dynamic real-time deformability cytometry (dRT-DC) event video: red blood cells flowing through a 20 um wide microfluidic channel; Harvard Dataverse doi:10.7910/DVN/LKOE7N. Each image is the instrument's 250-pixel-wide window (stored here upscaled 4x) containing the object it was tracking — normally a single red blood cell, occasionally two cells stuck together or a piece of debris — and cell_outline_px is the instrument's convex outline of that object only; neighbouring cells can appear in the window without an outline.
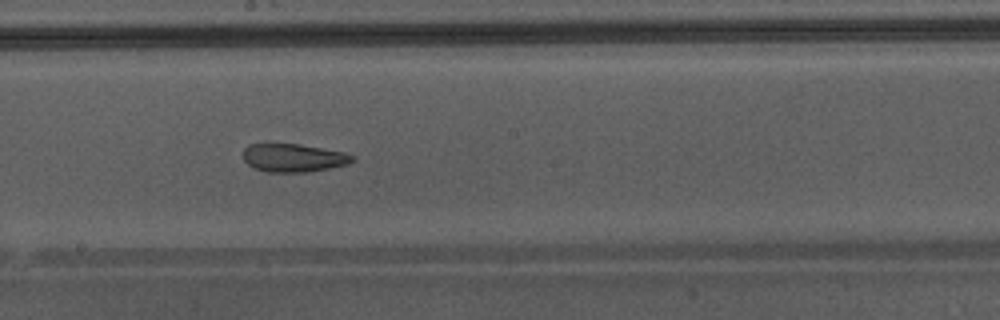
{"species": "Egyptian fruit bat (a non-hibernating species)", "species_latin": "Rousettus aegyptiacus", "temperature_condition": "warm", "stored_images_in_passage": 51, "camera_frame_rate_fps": 3000, "um_per_image_px": 0.085, "animal": {"sex": "male"}, "frame": {"image": 1, "passage_image": 30, "time_ms": 9.667, "image_size_px": [1000, 320], "cell_outline_px": [[356, 160], [348, 164], [328, 168], [304, 172], [268, 172], [256, 168], [248, 164], [244, 160], [244, 148], [248, 144], [268, 140], [300, 144], [344, 152], [356, 156]], "centroid_in_image_um": [24.9, 13.36], "position_along_channel_um": 223.3, "area_um2": 18.61}, "authors_computed_cell_mechanics": {"area_um2": 23.409, "velocity_mm_per_s": 4.3616, "shape_relaxation_time_tau1_ms": null, "shape_relaxation_time_tau2_ms": 2.4876, "deformation_change_tau1": null, "deformation_change_tau2": 0.0951}}